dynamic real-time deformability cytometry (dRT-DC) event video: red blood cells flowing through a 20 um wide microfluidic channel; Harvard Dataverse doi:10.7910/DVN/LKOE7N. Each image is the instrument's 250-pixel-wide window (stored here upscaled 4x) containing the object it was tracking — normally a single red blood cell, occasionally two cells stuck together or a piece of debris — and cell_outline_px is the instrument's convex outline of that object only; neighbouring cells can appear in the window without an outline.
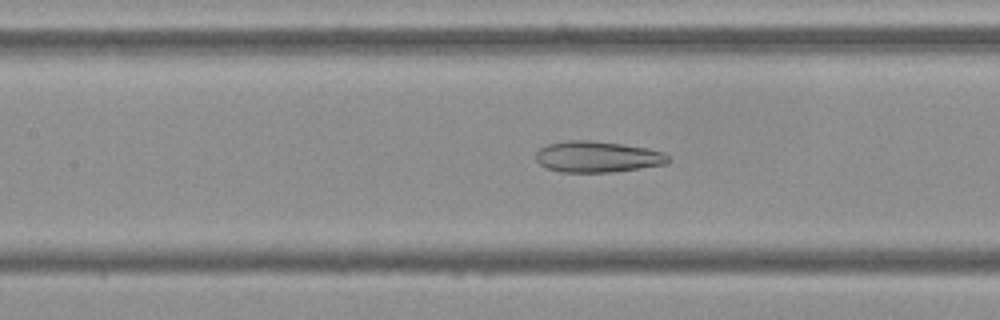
{"species": "Egyptian fruit bat (a non-hibernating species)", "species_latin": "Rousettus aegyptiacus", "temperature_condition": "cold", "stored_images_in_passage": 38, "camera_frame_rate_fps": 3000, "um_per_image_px": 0.085, "frame": {"image": 1, "passage_image": 8, "time_ms": 2.333, "image_size_px": [1000, 320], "cell_outline_px": [[672, 160], [668, 164], [612, 172], [560, 172], [544, 168], [536, 160], [536, 152], [540, 148], [548, 144], [568, 140], [592, 140], [624, 144], [648, 148], [664, 152]], "centroid_in_image_um": [50.8, 13.32], "position_along_channel_um": 156.6, "area_um2": 24.33}}
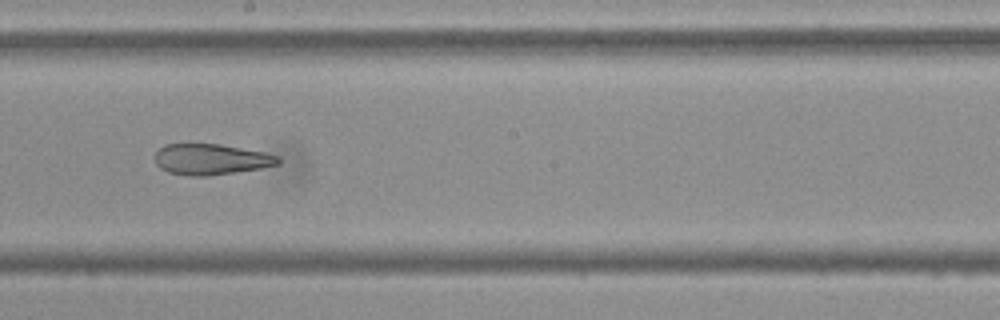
{"frame": {"image": 2, "passage_image": 14, "time_ms": 4.333, "image_size_px": [1000, 320], "cell_outline_px": [[280, 164], [260, 168], [236, 172], [208, 176], [188, 176], [168, 172], [160, 168], [156, 164], [156, 152], [164, 144], [220, 144], [264, 152], [280, 156]], "centroid_in_image_um": [17.95, 13.55], "position_along_channel_um": 230.3, "area_um2": 22.2}}
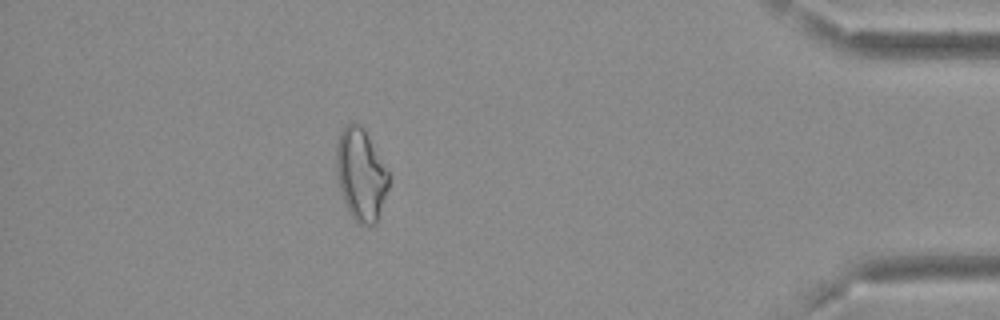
{"frame": {"image": 3, "passage_image": 32, "time_ms": 10.333, "image_size_px": [1000, 320], "cell_outline_px": [[388, 188], [376, 224], [360, 224], [352, 216], [344, 200], [340, 188], [336, 172], [336, 144], [340, 132], [348, 124], [356, 120], [364, 128], [388, 172]], "centroid_in_image_um": [30.66, 14.79], "position_along_channel_um": 404.5, "area_um2": 27.69}, "authors_computed_cell_mechanics": {"area_um2": 25.143, "velocity_mm_per_s": 3.6899, "shape_relaxation_time_tau1_ms": null, "shape_relaxation_time_tau2_ms": 2.7933, "deformation_change_tau1": null, "deformation_change_tau2": 0.1186}}